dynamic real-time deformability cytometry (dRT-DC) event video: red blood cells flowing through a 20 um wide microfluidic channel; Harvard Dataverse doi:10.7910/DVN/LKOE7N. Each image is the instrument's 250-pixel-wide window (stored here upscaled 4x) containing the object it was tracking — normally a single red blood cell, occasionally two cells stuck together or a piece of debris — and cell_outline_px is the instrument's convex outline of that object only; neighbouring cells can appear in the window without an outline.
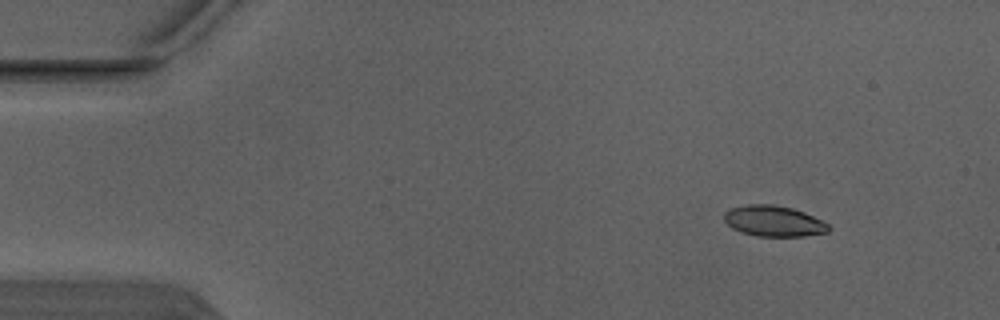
{"species": "Egyptian fruit bat (a non-hibernating species)", "species_latin": "Rousettus aegyptiacus", "temperature_condition": "warm", "stored_images_in_passage": 4, "camera_frame_rate_fps": 3000, "um_per_image_px": 0.085, "animal": {"sex": "male"}, "frame": {"image": 1, "passage_image": 1, "time_ms": 0.0, "image_size_px": [1000, 320], "cell_outline_px": [[832, 228], [828, 232], [804, 236], [756, 236], [740, 232], [732, 228], [724, 220], [724, 212], [732, 208], [748, 204], [772, 204], [792, 208], [804, 212], [828, 224]], "centroid_in_image_um": [65.76, 18.79], "position_along_channel_um": 19.2, "area_um2": 18.73}}